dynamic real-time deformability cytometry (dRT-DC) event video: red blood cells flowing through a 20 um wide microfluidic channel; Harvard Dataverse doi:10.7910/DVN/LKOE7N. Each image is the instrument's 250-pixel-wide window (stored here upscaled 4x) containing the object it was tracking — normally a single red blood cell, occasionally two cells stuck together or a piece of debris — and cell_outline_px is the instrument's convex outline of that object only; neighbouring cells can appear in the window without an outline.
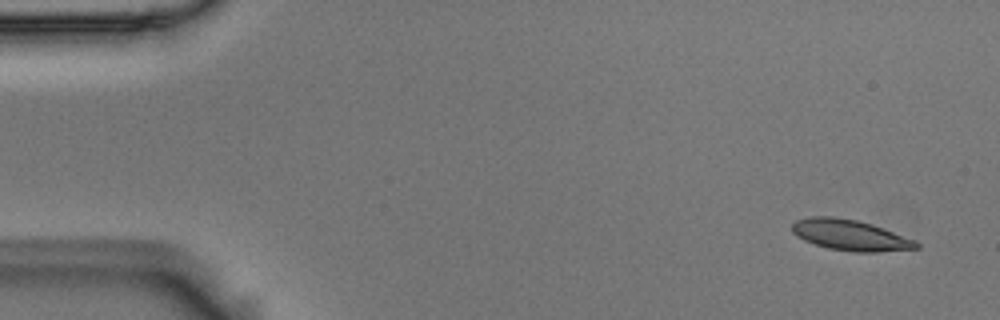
{"species": "Egyptian fruit bat (a non-hibernating species)", "species_latin": "Rousettus aegyptiacus", "temperature_condition": "room temperature", "stored_images_in_passage": 6, "camera_frame_rate_fps": 3000, "um_per_image_px": 0.085, "animal": {"sex": "male"}, "frame": {"image": 1, "passage_image": 1, "time_ms": 0.0, "image_size_px": [1000, 320], "cell_outline_px": [[920, 248], [876, 252], [852, 252], [828, 248], [804, 240], [796, 236], [792, 232], [792, 224], [796, 220], [808, 216], [832, 216], [856, 220], [872, 224], [916, 240], [920, 244]], "centroid_in_image_um": [72.27, 19.98], "position_along_channel_um": 12.7, "area_um2": 22.37}}
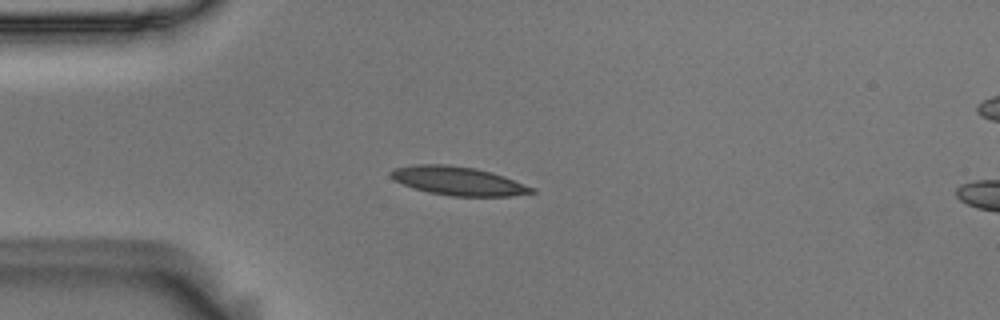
{"frame": {"image": 2, "passage_image": 4, "time_ms": 1.0, "image_size_px": [1000, 320], "cell_outline_px": [[536, 192], [512, 196], [452, 196], [428, 192], [404, 184], [388, 176], [388, 172], [392, 168], [416, 164], [448, 164], [476, 168], [492, 172], [504, 176], [536, 188]], "centroid_in_image_um": [38.95, 15.37], "position_along_channel_um": 46.0, "area_um2": 23.64}}
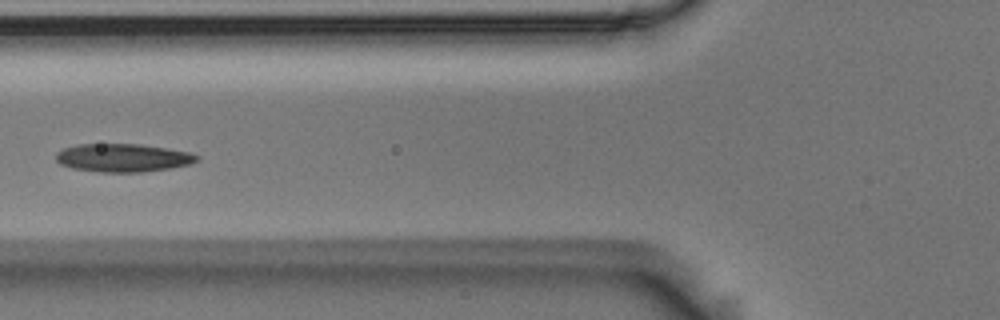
{"frame": {"image": 3, "passage_image": 6, "time_ms": 1.667, "image_size_px": [1000, 320], "cell_outline_px": [[200, 160], [188, 164], [172, 168], [140, 172], [100, 172], [72, 168], [60, 164], [56, 160], [56, 152], [64, 148], [76, 144], [140, 144], [188, 152], [200, 156]], "centroid_in_image_um": [10.43, 13.41], "position_along_channel_um": 115.4, "area_um2": 23.12}}